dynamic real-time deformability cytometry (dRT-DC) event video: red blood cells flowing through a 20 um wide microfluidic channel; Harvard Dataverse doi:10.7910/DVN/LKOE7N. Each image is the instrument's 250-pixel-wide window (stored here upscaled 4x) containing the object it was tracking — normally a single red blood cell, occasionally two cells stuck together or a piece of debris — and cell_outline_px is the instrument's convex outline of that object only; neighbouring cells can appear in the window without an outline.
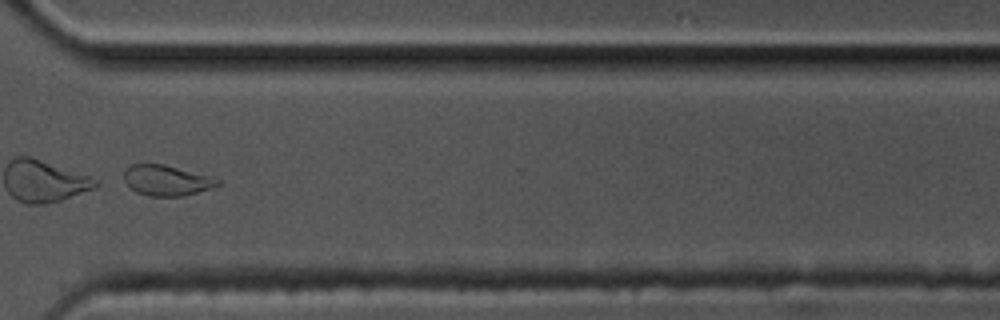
{"species": "common noctule bat (a hibernating species)", "species_latin": "Nyctalus noctula", "temperature_condition": "cold", "stored_images_in_passage": 56, "segment_of_instrument_passage": [2, 2], "camera_frame_rate_fps": 3000, "um_per_image_px": 0.085, "animal": {"sex": "male", "body_mass_g": 17.5, "forearm_length_mm": 52.3}, "frame": {"image": 1, "passage_image": 42, "time_ms": 13.667, "image_size_px": [1000, 320], "cell_outline_px": [[220, 184], [212, 188], [184, 196], [148, 196], [136, 192], [124, 180], [124, 172], [132, 164], [164, 164], [216, 176], [220, 180]], "centroid_in_image_um": [14.24, 15.33], "position_along_channel_um": 356.4, "area_um2": 16.88}}